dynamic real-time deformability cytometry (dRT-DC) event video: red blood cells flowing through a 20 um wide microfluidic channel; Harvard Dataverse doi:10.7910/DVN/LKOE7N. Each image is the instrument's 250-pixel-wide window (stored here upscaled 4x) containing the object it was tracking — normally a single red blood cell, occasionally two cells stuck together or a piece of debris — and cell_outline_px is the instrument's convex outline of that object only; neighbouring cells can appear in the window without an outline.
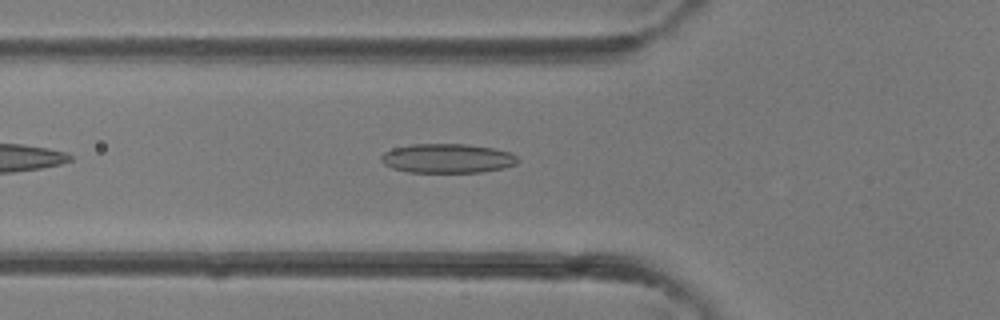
{"species": "common noctule bat (a hibernating species)", "species_latin": "Nyctalus noctula", "temperature_condition": "room temperature", "stored_images_in_passage": 28, "camera_frame_rate_fps": 3000, "um_per_image_px": 0.085, "animal": {"sex": "female"}, "frame": {"image": 1, "passage_image": 5, "time_ms": 1.333, "image_size_px": [1000, 320], "cell_outline_px": [[520, 160], [516, 164], [504, 168], [480, 172], [408, 172], [392, 168], [384, 164], [380, 160], [380, 156], [384, 152], [392, 148], [412, 144], [468, 144], [492, 148], [512, 152]], "centroid_in_image_um": [38.03, 13.46], "position_along_channel_um": 87.8, "area_um2": 23.47}}
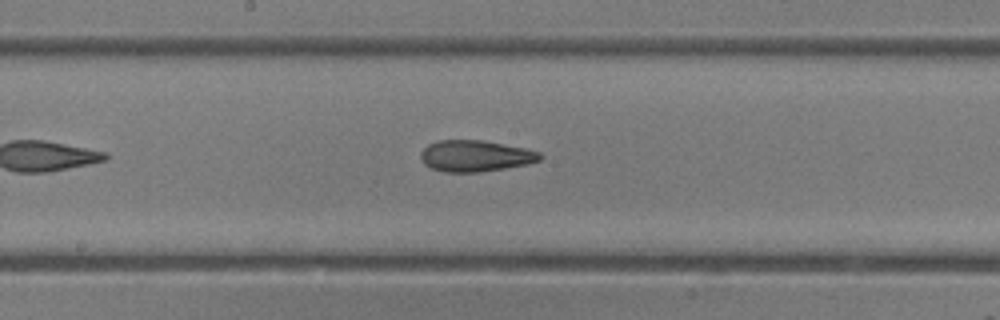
{"frame": {"image": 2, "passage_image": 12, "time_ms": 3.667, "image_size_px": [1000, 320], "cell_outline_px": [[544, 156], [540, 160], [528, 164], [480, 172], [444, 172], [432, 168], [424, 164], [420, 160], [420, 152], [428, 144], [440, 140], [484, 140], [524, 148], [540, 152]], "centroid_in_image_um": [40.4, 13.25], "position_along_channel_um": 207.8, "area_um2": 21.85}}
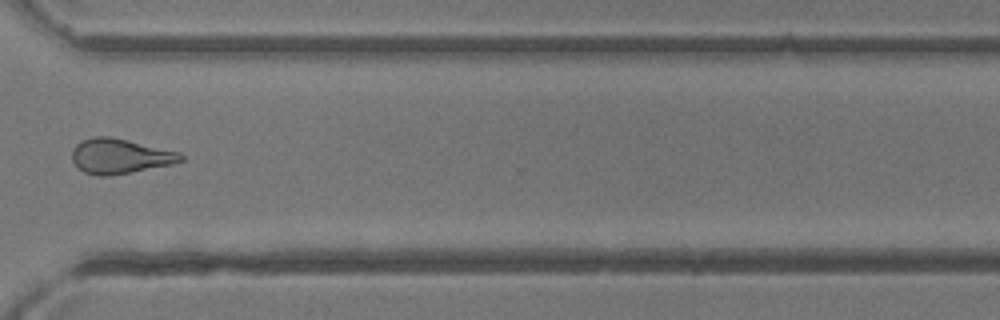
{"frame": {"image": 3, "passage_image": 21, "time_ms": 6.667, "image_size_px": [1000, 320], "cell_outline_px": [[184, 160], [172, 164], [108, 176], [100, 176], [84, 172], [72, 160], [72, 148], [80, 140], [92, 136], [112, 136], [180, 152], [184, 156]], "centroid_in_image_um": [10.18, 13.25], "position_along_channel_um": 360.4, "area_um2": 22.2}}